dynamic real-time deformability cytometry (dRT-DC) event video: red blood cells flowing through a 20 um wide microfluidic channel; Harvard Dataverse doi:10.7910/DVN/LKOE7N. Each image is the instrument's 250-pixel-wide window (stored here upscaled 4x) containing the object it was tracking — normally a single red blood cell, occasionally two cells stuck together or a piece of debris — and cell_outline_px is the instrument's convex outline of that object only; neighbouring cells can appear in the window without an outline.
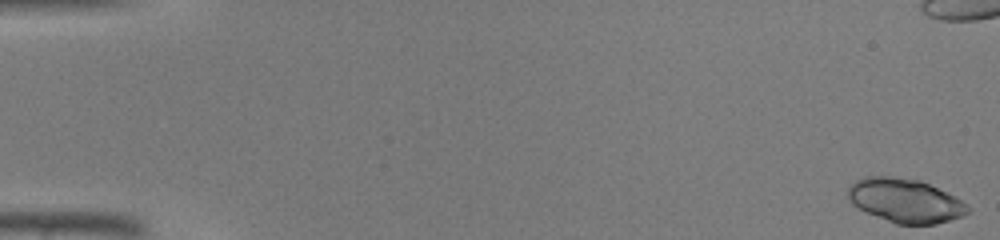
{"species": "common noctule bat (a hibernating species)", "species_latin": "Nyctalus noctula", "temperature_condition": "warm", "stored_images_in_passage": 46, "camera_frame_rate_fps": 3000, "um_per_image_px": 0.085, "animal": {"sex": "male", "body_mass_g": 19.0, "forearm_length_mm": 50.8}, "frame": {"image": 1, "passage_image": 1, "time_ms": 0.0, "image_size_px": [1000, 240], "cell_outline_px": [[972, 212], [936, 224], [896, 224], [868, 212], [852, 204], [848, 196], [848, 188], [856, 180], [864, 176], [888, 176], [920, 180], [968, 204], [972, 208]], "centroid_in_image_um": [76.95, 17.05], "position_along_channel_um": 8.1, "area_um2": 30.23}}
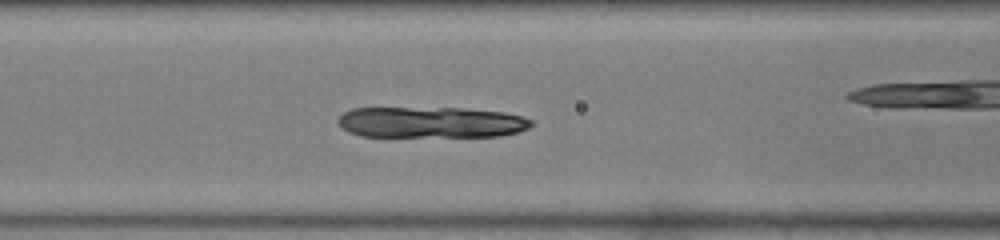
{"frame": {"image": 2, "passage_image": 20, "time_ms": 6.333, "image_size_px": [1000, 240], "cell_outline_px": [[532, 124], [528, 128], [520, 132], [500, 136], [360, 136], [348, 132], [336, 124], [336, 120], [344, 112], [352, 108], [464, 108], [504, 112], [524, 116], [532, 120]], "centroid_in_image_um": [36.63, 10.39], "position_along_channel_um": 130.0, "area_um2": 35.26}}